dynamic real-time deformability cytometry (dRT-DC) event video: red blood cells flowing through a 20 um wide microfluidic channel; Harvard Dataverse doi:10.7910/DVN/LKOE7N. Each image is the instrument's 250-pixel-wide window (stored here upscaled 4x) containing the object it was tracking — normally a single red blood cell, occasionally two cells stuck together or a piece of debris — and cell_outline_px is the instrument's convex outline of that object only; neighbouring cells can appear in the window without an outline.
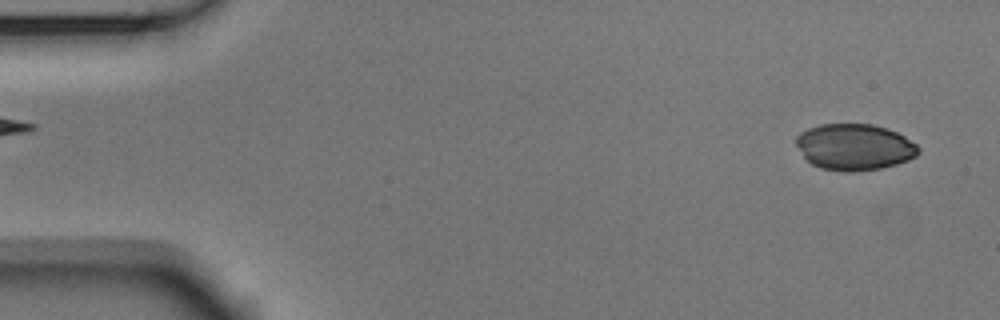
{"species": "Egyptian fruit bat (a non-hibernating species)", "species_latin": "Rousettus aegyptiacus", "temperature_condition": "room temperature", "stored_images_in_passage": 51, "camera_frame_rate_fps": 3000, "um_per_image_px": 0.085, "animal": {"sex": "male"}, "frame": {"image": 1, "passage_image": 2, "time_ms": 0.333, "image_size_px": [1000, 320], "cell_outline_px": [[920, 152], [916, 156], [908, 160], [896, 164], [880, 168], [852, 172], [844, 172], [820, 168], [812, 164], [804, 156], [796, 144], [796, 136], [800, 132], [808, 128], [820, 124], [872, 124], [888, 128], [904, 136], [916, 144], [920, 148]], "centroid_in_image_um": [72.64, 12.49], "position_along_channel_um": 12.4, "area_um2": 33.06}}
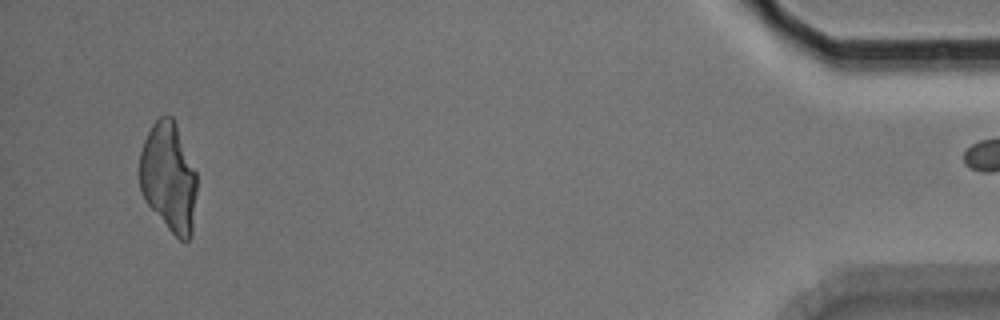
{"frame": {"image": 2, "passage_image": 50, "time_ms": 16.333, "image_size_px": [1000, 320], "cell_outline_px": [[196, 192], [192, 236], [188, 240], [180, 240], [168, 228], [144, 200], [140, 188], [140, 152], [144, 140], [152, 124], [160, 116], [172, 116], [176, 124], [196, 172]], "centroid_in_image_um": [14.34, 15.07], "position_along_channel_um": 420.9, "area_um2": 36.24}}